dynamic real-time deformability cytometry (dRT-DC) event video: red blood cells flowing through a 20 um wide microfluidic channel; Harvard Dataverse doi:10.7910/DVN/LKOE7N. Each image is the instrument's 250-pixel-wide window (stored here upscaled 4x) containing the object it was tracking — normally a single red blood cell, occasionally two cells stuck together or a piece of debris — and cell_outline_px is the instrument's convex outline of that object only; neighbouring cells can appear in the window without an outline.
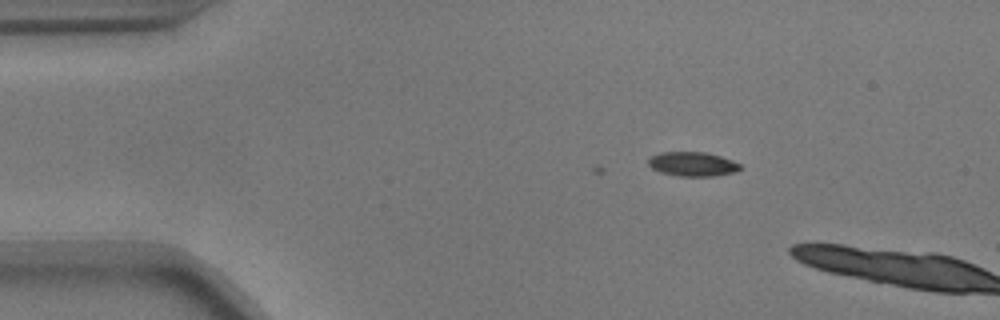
{"species": "common noctule bat (a hibernating species)", "species_latin": "Nyctalus noctula", "temperature_condition": "warm", "stored_images_in_passage": 3, "camera_frame_rate_fps": 3000, "um_per_image_px": 0.085, "animal": {"sex": "male", "body_mass_g": 17.9}, "frame": {"image": 1, "passage_image": 3, "time_ms": 0.667, "image_size_px": [1000, 320], "cell_outline_px": [[744, 168], [732, 172], [716, 176], [680, 176], [660, 172], [652, 168], [648, 164], [648, 160], [652, 156], [660, 152], [708, 152], [732, 160], [740, 164]], "centroid_in_image_um": [58.89, 13.94], "position_along_channel_um": 26.1, "area_um2": 13.01}}